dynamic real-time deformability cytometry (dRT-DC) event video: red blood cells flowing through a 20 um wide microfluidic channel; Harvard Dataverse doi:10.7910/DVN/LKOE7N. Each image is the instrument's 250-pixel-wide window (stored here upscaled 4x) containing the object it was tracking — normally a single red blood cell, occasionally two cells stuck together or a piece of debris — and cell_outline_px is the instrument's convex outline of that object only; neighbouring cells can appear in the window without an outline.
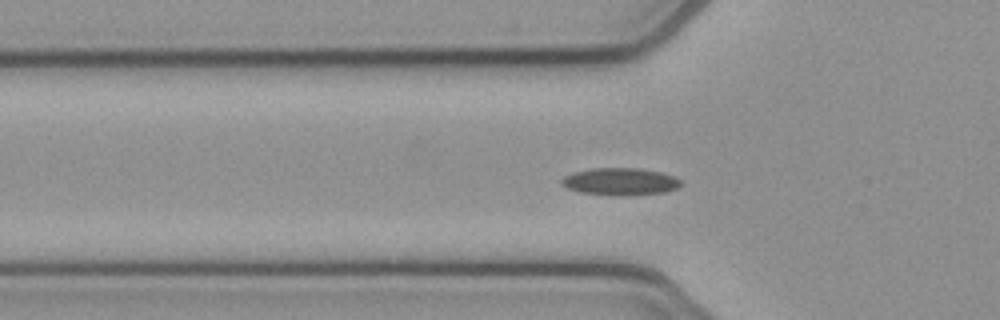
{"species": "common noctule bat (a hibernating species)", "species_latin": "Nyctalus noctula", "temperature_condition": "cold", "stored_images_in_passage": 39, "segment_of_instrument_passage": [1, 2], "camera_frame_rate_fps": 3000, "um_per_image_px": 0.085, "animal": {"sex": "female", "body_mass_g": 21.9}, "frame": {"image": 1, "passage_image": 2, "time_ms": 0.333, "image_size_px": [1000, 320], "cell_outline_px": [[684, 184], [676, 188], [664, 192], [628, 196], [612, 196], [580, 192], [568, 188], [560, 184], [560, 180], [564, 176], [572, 172], [592, 168], [640, 168], [660, 172], [676, 176]], "centroid_in_image_um": [52.72, 15.44], "position_along_channel_um": 73.1, "area_um2": 19.31}}
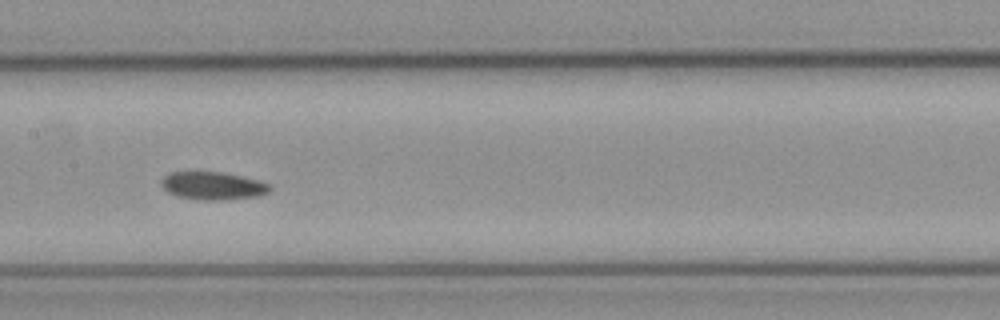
{"frame": {"image": 2, "passage_image": 11, "time_ms": 3.333, "image_size_px": [1000, 320], "cell_outline_px": [[272, 188], [268, 192], [260, 196], [228, 200], [200, 200], [176, 196], [168, 192], [160, 184], [160, 180], [168, 172], [224, 172], [244, 176], [272, 184]], "centroid_in_image_um": [18.12, 15.79], "position_along_channel_um": 189.3, "area_um2": 18.03}}
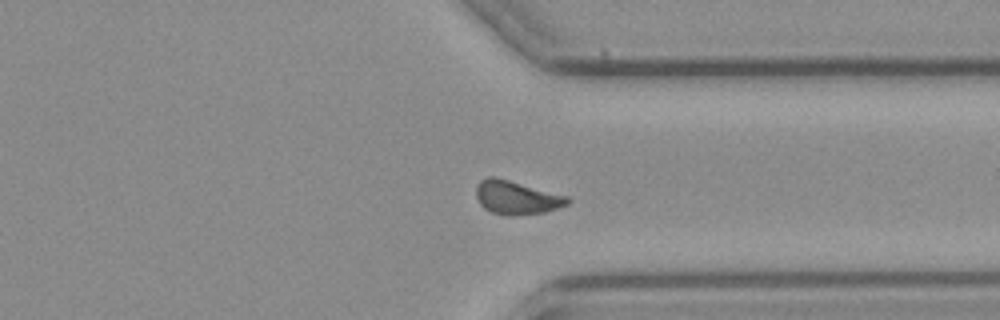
{"frame": {"image": 3, "passage_image": 25, "time_ms": 8.0, "image_size_px": [1000, 320], "cell_outline_px": [[572, 200], [568, 204], [544, 212], [492, 212], [484, 208], [480, 204], [476, 196], [476, 184], [480, 180], [488, 176], [496, 176], [568, 196]], "centroid_in_image_um": [43.89, 16.71], "position_along_channel_um": 367.5, "area_um2": 17.22}}